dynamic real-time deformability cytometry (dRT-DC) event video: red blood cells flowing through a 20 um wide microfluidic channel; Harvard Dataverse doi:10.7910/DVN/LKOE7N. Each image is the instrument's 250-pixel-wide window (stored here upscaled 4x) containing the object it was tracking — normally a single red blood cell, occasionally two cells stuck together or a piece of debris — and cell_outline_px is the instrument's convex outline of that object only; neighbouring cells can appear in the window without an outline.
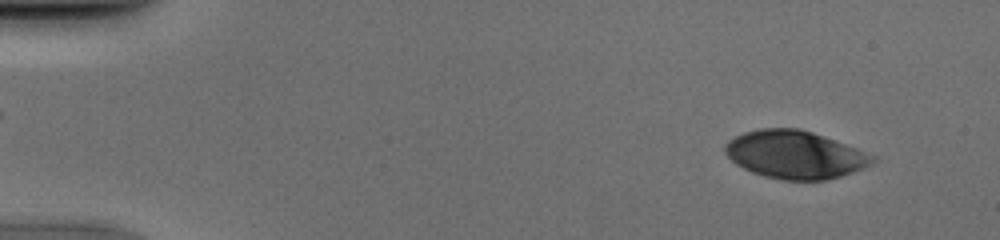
{"species": "human", "species_latin": "Homo sapiens", "temperature_condition": "cold", "stored_images_in_passage": 50, "camera_frame_rate_fps": 3000, "um_per_image_px": 0.085, "donor": {"sex": "male"}, "frame": {"image": 1, "passage_image": 3, "time_ms": 0.667, "image_size_px": [1000, 240], "cell_outline_px": [[876, 160], [872, 164], [864, 168], [828, 180], [780, 180], [764, 176], [752, 172], [736, 164], [724, 152], [724, 144], [728, 140], [744, 132], [760, 128], [800, 128], [824, 136], [856, 148], [876, 156]], "centroid_in_image_um": [67.57, 13.14], "position_along_channel_um": 17.4, "area_um2": 41.21}}
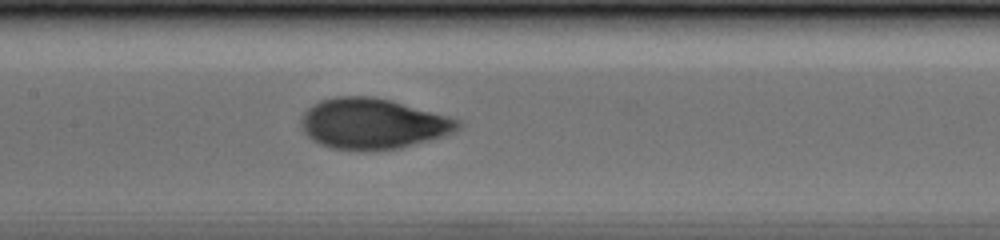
{"frame": {"image": 2, "passage_image": 24, "time_ms": 7.667, "image_size_px": [1000, 240], "cell_outline_px": [[460, 128], [444, 136], [400, 148], [360, 152], [332, 148], [320, 144], [312, 140], [304, 132], [300, 120], [304, 112], [312, 104], [320, 100], [336, 96], [372, 96], [392, 100], [448, 116], [460, 120]], "centroid_in_image_um": [31.66, 10.52], "position_along_channel_um": 175.7, "area_um2": 46.59}}
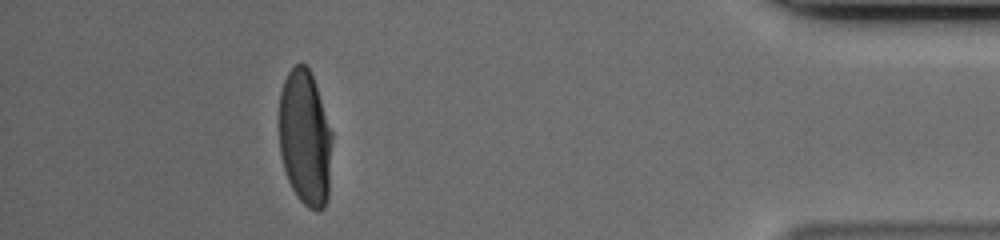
{"frame": {"image": 3, "passage_image": 45, "time_ms": 14.667, "image_size_px": [1000, 240], "cell_outline_px": [[332, 140], [328, 200], [324, 208], [320, 212], [316, 212], [308, 208], [296, 196], [288, 180], [280, 156], [280, 92], [284, 80], [288, 72], [296, 64], [304, 64], [308, 68], [312, 76], [332, 132]], "centroid_in_image_um": [25.94, 11.79], "position_along_channel_um": 409.3, "area_um2": 41.91}}